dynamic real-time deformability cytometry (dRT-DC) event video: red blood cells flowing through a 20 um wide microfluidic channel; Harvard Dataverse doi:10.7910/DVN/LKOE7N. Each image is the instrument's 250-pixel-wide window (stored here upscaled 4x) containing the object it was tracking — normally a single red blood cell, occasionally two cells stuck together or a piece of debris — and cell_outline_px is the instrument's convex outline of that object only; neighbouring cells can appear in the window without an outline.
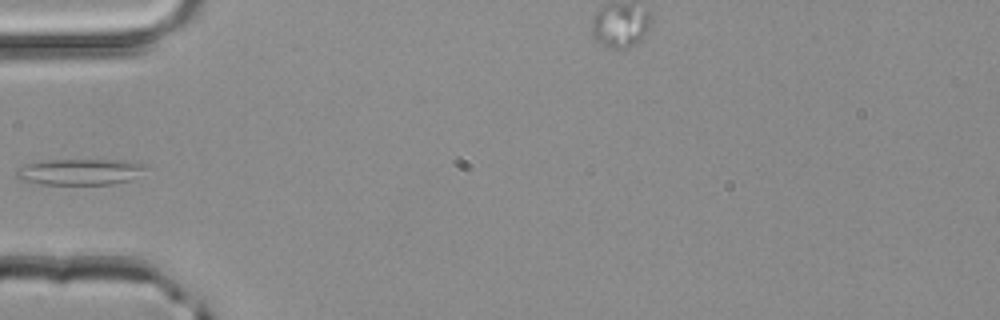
{"species": "common noctule bat (a hibernating species)", "species_latin": "Nyctalus noctula", "temperature_condition": "room temperature", "stored_images_in_passage": 3, "camera_frame_rate_fps": 3000, "um_per_image_px": 0.085, "animal": {"sex": "male", "body_mass_g": 20.4}, "frame": {"image": 1, "passage_image": 2, "time_ms": 0.333, "image_size_px": [1000, 320], "cell_outline_px": [[148, 168], [132, 180], [112, 184], [40, 184], [20, 180], [16, 176], [16, 168], [24, 164], [44, 160], [124, 160], [148, 164]], "centroid_in_image_um": [6.81, 14.6], "position_along_channel_um": 78.2, "area_um2": 20.0}}